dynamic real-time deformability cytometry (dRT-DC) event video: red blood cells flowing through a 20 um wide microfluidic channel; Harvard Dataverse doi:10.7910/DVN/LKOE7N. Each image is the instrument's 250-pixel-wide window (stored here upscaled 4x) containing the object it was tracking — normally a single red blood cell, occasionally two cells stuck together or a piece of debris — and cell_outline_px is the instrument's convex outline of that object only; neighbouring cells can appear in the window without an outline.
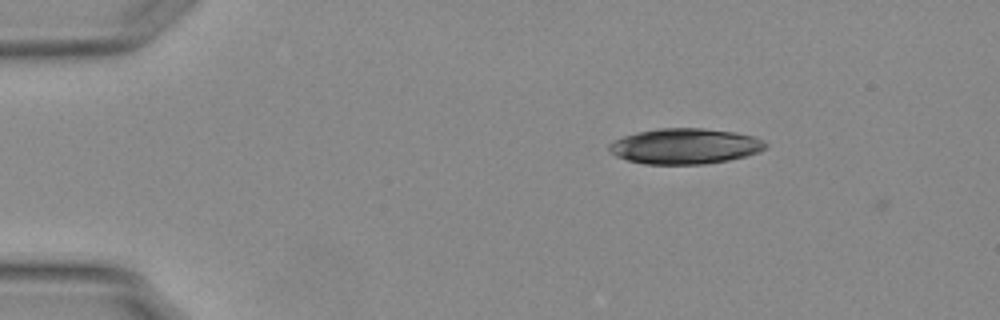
{"species": "Egyptian fruit bat (a non-hibernating species)", "species_latin": "Rousettus aegyptiacus", "temperature_condition": "warm", "stored_images_in_passage": 4, "camera_frame_rate_fps": 3000, "um_per_image_px": 0.085, "animal": {"sex": "female"}, "frame": {"image": 1, "passage_image": 1, "time_ms": 0.0, "image_size_px": [1000, 320], "cell_outline_px": [[768, 144], [760, 152], [748, 156], [728, 160], [704, 164], [644, 164], [628, 160], [616, 156], [608, 152], [608, 144], [624, 136], [636, 132], [656, 128], [704, 128], [736, 132], [752, 136], [764, 140]], "centroid_in_image_um": [58.23, 12.42], "position_along_channel_um": 26.8, "area_um2": 32.66}}